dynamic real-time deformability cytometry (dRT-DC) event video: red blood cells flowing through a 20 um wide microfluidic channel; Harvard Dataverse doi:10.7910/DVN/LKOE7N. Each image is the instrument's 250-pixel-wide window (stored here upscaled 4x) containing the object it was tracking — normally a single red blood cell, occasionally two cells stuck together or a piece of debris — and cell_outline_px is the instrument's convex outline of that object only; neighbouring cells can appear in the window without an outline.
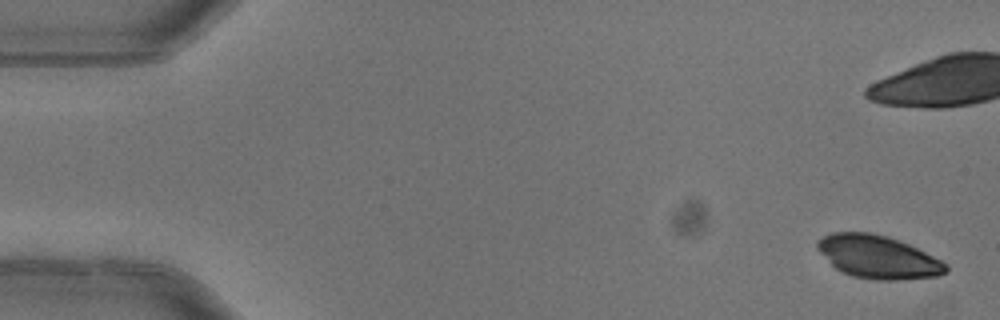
{"species": "common noctule bat (a hibernating species)", "species_latin": "Nyctalus noctula", "temperature_condition": "warm", "stored_images_in_passage": 6, "camera_frame_rate_fps": 3000, "um_per_image_px": 0.085, "animal": {"sex": "female"}, "frame": {"image": 1, "passage_image": 1, "time_ms": 0.0, "image_size_px": [1000, 320], "cell_outline_px": [[948, 272], [940, 276], [900, 280], [876, 280], [852, 276], [836, 268], [816, 248], [816, 240], [832, 232], [868, 232], [888, 236], [908, 244], [948, 264]], "centroid_in_image_um": [74.64, 21.84], "position_along_channel_um": 10.4, "area_um2": 32.14}}